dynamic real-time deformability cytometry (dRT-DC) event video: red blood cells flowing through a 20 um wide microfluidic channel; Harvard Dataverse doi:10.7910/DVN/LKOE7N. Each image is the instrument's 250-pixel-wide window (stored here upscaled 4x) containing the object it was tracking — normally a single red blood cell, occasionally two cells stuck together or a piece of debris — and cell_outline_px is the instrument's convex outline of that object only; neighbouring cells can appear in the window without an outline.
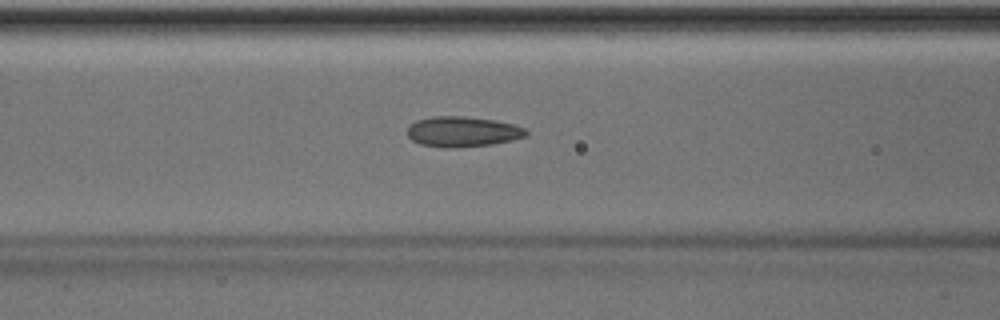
{"species": "Egyptian fruit bat (a non-hibernating species)", "species_latin": "Rousettus aegyptiacus", "temperature_condition": "room temperature", "stored_images_in_passage": 42, "camera_frame_rate_fps": 3000, "um_per_image_px": 0.085, "animal": {"sex": "male"}, "frame": {"image": 1, "passage_image": 12, "time_ms": 3.667, "image_size_px": [1000, 320], "cell_outline_px": [[528, 132], [524, 136], [512, 140], [492, 144], [452, 148], [420, 144], [412, 140], [408, 136], [408, 128], [416, 120], [432, 116], [464, 116], [496, 120], [512, 124], [524, 128]], "centroid_in_image_um": [39.31, 11.18], "position_along_channel_um": 127.3, "area_um2": 20.81}}
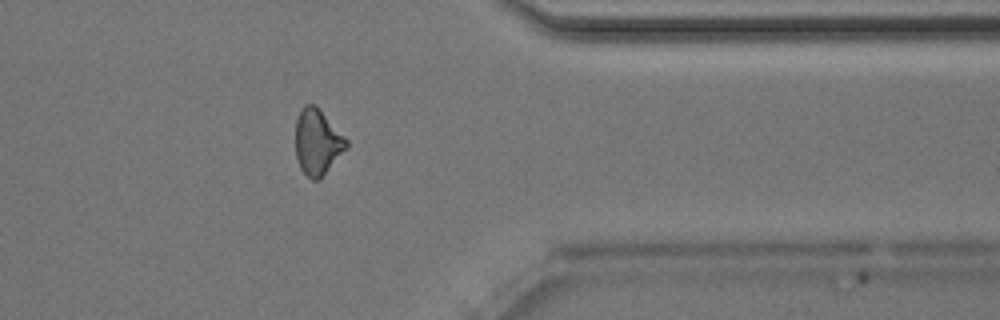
{"frame": {"image": 2, "passage_image": 32, "time_ms": 10.333, "image_size_px": [1000, 320], "cell_outline_px": [[348, 144], [320, 180], [312, 180], [300, 168], [296, 156], [296, 120], [304, 104], [316, 104], [348, 140]], "centroid_in_image_um": [26.96, 12.05], "position_along_channel_um": 384.4, "area_um2": 19.25}}
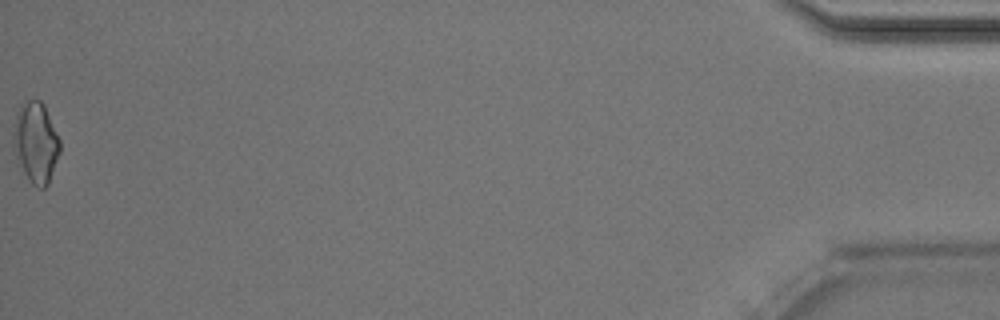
{"frame": {"image": 3, "passage_image": 42, "time_ms": 13.667, "image_size_px": [1000, 320], "cell_outline_px": [[60, 152], [48, 184], [44, 188], [40, 188], [32, 184], [20, 172], [16, 164], [12, 140], [16, 116], [20, 104], [28, 100], [40, 100], [44, 104], [60, 140]], "centroid_in_image_um": [3.01, 12.16], "position_along_channel_um": 432.2, "area_um2": 22.31}, "authors_computed_cell_mechanics": {"area_um2": 20.23, "velocity_mm_per_s": 4.039, "shape_relaxation_time_tau1_ms": 3.489, "shape_relaxation_time_tau2_ms": 2.4702, "deformation_change_tau1": 0.0991, "deformation_change_tau2": 0.0801}}